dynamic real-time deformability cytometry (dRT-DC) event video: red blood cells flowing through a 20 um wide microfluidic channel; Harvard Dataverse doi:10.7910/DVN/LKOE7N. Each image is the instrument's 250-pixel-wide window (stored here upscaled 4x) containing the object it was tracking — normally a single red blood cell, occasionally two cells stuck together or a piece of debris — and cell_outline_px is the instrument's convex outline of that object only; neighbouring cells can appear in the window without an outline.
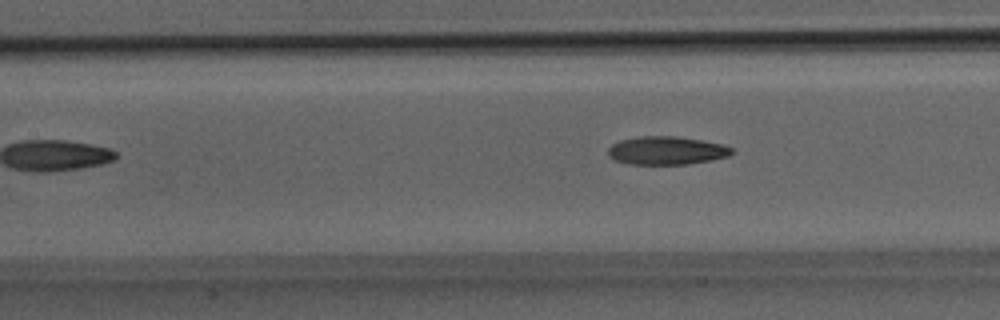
{"species": "Egyptian fruit bat (a non-hibernating species)", "species_latin": "Rousettus aegyptiacus", "temperature_condition": "room temperature", "stored_images_in_passage": 7, "segment_of_instrument_passage": [2, 2], "camera_frame_rate_fps": 3000, "um_per_image_px": 0.085, "animal": {"sex": "male"}, "frame": {"image": 1, "passage_image": 7, "time_ms": 2.0, "image_size_px": [1000, 320], "cell_outline_px": [[736, 152], [728, 156], [712, 160], [688, 164], [628, 164], [612, 160], [608, 156], [608, 148], [612, 144], [620, 140], [636, 136], [676, 136], [704, 140], [724, 144], [732, 148]], "centroid_in_image_um": [56.66, 12.79], "position_along_channel_um": 150.7, "area_um2": 20.75}}